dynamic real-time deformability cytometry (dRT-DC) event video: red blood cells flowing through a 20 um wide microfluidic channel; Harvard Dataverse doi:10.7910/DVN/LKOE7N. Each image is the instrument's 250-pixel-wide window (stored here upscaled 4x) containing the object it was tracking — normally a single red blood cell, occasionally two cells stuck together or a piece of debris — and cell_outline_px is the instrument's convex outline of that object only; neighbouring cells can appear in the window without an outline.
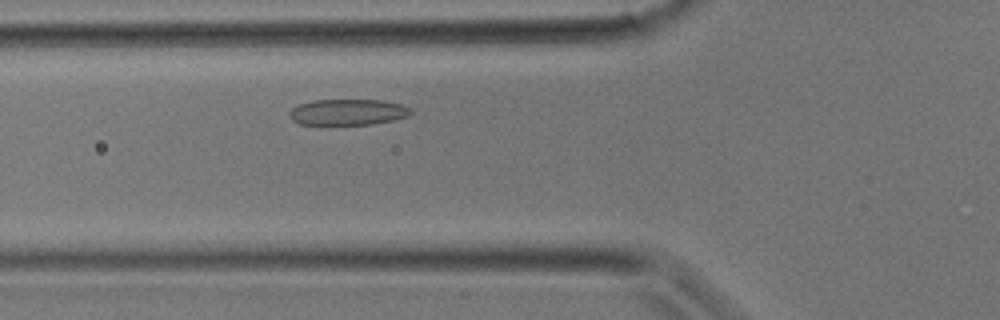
{"species": "common noctule bat (a hibernating species)", "species_latin": "Nyctalus noctula", "temperature_condition": "room temperature", "stored_images_in_passage": 27, "camera_frame_rate_fps": 3000, "um_per_image_px": 0.085, "animal": {"sex": "male", "body_mass_g": 17.9}, "frame": {"image": 1, "passage_image": 5, "time_ms": 1.333, "image_size_px": [1000, 320], "cell_outline_px": [[412, 112], [408, 116], [392, 120], [372, 124], [300, 124], [292, 120], [288, 116], [288, 112], [292, 108], [300, 104], [312, 100], [384, 100], [404, 104], [412, 108]], "centroid_in_image_um": [29.59, 9.52], "position_along_channel_um": 96.2, "area_um2": 18.5}}
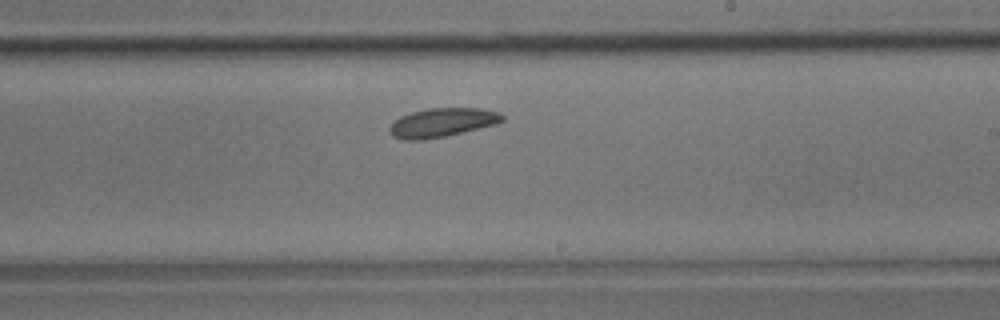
{"frame": {"image": 2, "passage_image": 13, "time_ms": 4.0, "image_size_px": [1000, 320], "cell_outline_px": [[504, 120], [496, 124], [444, 136], [424, 140], [404, 140], [392, 136], [388, 128], [400, 116], [412, 112], [428, 108], [480, 108], [500, 112], [504, 116]], "centroid_in_image_um": [37.58, 10.41], "position_along_channel_um": 251.4, "area_um2": 18.9}}
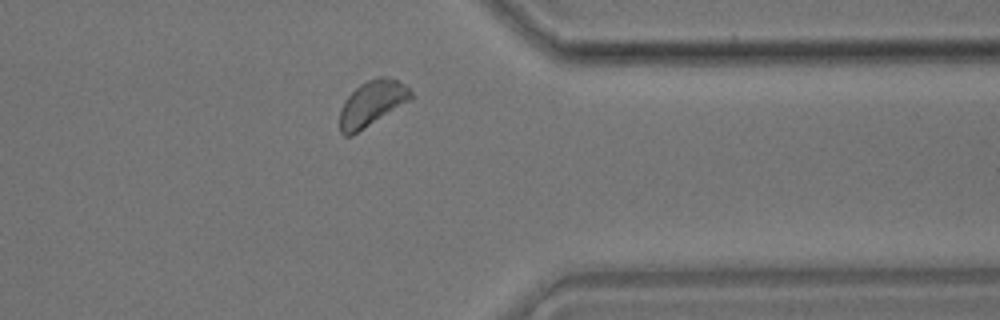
{"frame": {"image": 3, "passage_image": 20, "time_ms": 6.333, "image_size_px": [1000, 320], "cell_outline_px": [[412, 100], [352, 136], [344, 136], [340, 132], [340, 108], [344, 100], [360, 84], [368, 80], [380, 76], [384, 76], [396, 80], [404, 84], [412, 92]], "centroid_in_image_um": [31.61, 8.81], "position_along_channel_um": 379.8, "area_um2": 18.96}}